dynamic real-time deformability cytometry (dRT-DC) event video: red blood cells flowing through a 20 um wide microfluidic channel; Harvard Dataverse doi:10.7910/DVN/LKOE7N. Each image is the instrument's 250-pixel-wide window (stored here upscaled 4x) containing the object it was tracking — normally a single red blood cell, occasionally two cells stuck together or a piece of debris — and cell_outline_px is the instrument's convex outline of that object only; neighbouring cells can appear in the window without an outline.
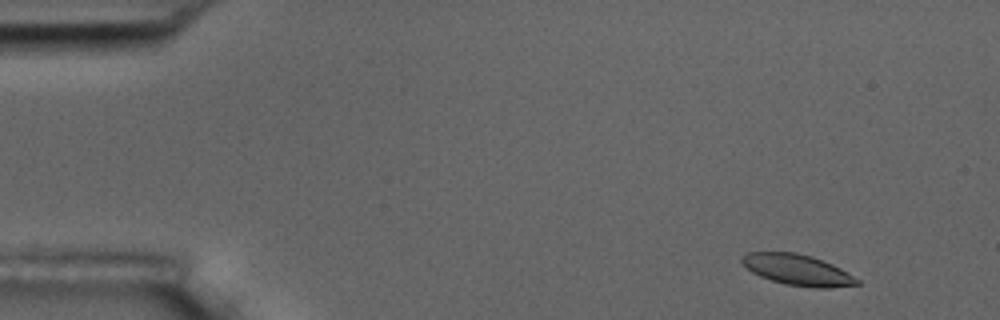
{"species": "common noctule bat (a hibernating species)", "species_latin": "Nyctalus noctula", "temperature_condition": "room temperature", "stored_images_in_passage": 56, "camera_frame_rate_fps": 3000, "um_per_image_px": 0.085, "animal": {"sex": "male", "body_mass_g": 17.5, "forearm_length_mm": 52.3}, "frame": {"image": 1, "passage_image": 4, "time_ms": 1.0, "image_size_px": [1000, 320], "cell_outline_px": [[860, 284], [832, 288], [812, 288], [784, 284], [760, 276], [752, 272], [740, 260], [748, 252], [796, 252], [812, 256], [832, 264], [840, 268], [860, 280]], "centroid_in_image_um": [67.82, 22.95], "position_along_channel_um": 17.2, "area_um2": 20.69}}
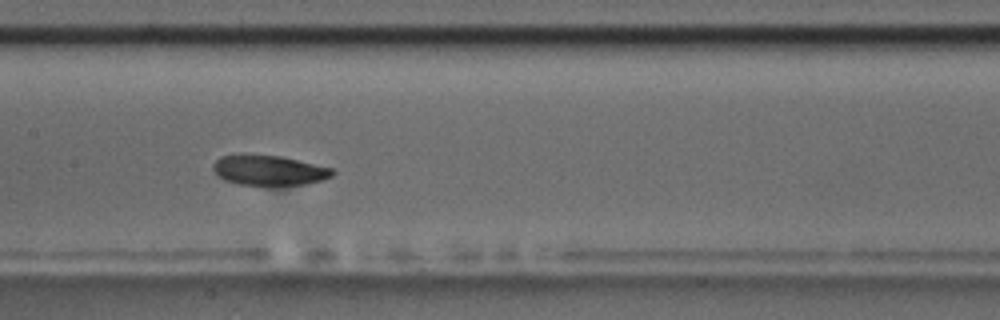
{"frame": {"image": 2, "passage_image": 27, "time_ms": 8.667, "image_size_px": [1000, 320], "cell_outline_px": [[336, 172], [332, 176], [324, 180], [304, 184], [268, 188], [236, 184], [224, 180], [212, 168], [212, 164], [220, 156], [280, 156], [332, 168]], "centroid_in_image_um": [22.9, 14.54], "position_along_channel_um": 184.5, "area_um2": 21.21}}
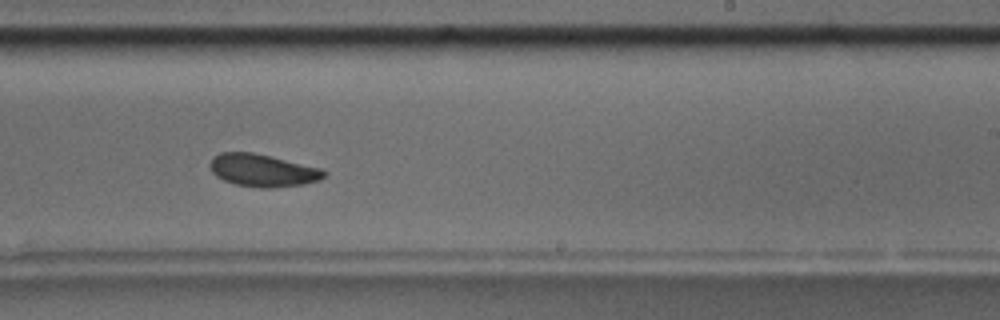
{"frame": {"image": 3, "passage_image": 34, "time_ms": 11.0, "image_size_px": [1000, 320], "cell_outline_px": [[328, 172], [320, 180], [304, 184], [268, 188], [260, 188], [236, 184], [224, 180], [216, 176], [212, 172], [208, 164], [212, 156], [220, 152], [252, 152], [320, 168]], "centroid_in_image_um": [22.29, 14.48], "position_along_channel_um": 266.7, "area_um2": 21.56}, "authors_computed_cell_mechanics": {"area_um2": 21.7328, "velocity_mm_per_s": 3.5338, "shape_relaxation_time_tau1_ms": 2.7803, "shape_relaxation_time_tau2_ms": 3.3366, "deformation_change_tau1": 0.0843, "deformation_change_tau2": 0.0761}}